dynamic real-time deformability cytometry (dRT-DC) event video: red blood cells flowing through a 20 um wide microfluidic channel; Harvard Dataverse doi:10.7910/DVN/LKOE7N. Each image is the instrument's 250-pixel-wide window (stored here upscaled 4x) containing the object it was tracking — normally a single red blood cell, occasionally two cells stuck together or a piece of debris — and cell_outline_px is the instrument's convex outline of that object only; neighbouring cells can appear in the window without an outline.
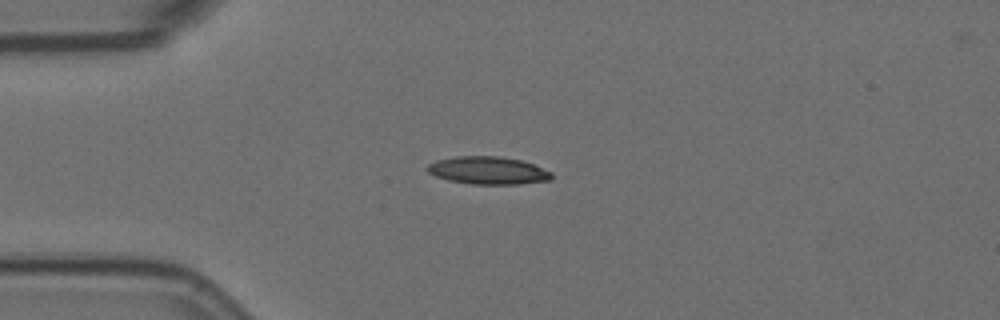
{"species": "Egyptian fruit bat (a non-hibernating species)", "species_latin": "Rousettus aegyptiacus", "temperature_condition": "room temperature", "stored_images_in_passage": 44, "camera_frame_rate_fps": 3000, "um_per_image_px": 0.085, "animal": {"sex": "female"}, "frame": {"image": 1, "passage_image": 1, "time_ms": 0.0, "image_size_px": [1000, 320], "cell_outline_px": [[552, 180], [520, 184], [472, 184], [448, 180], [436, 176], [428, 172], [424, 168], [428, 164], [436, 160], [456, 156], [500, 156], [520, 160], [532, 164], [552, 172]], "centroid_in_image_um": [41.46, 14.49], "position_along_channel_um": 43.5, "area_um2": 20.11}}
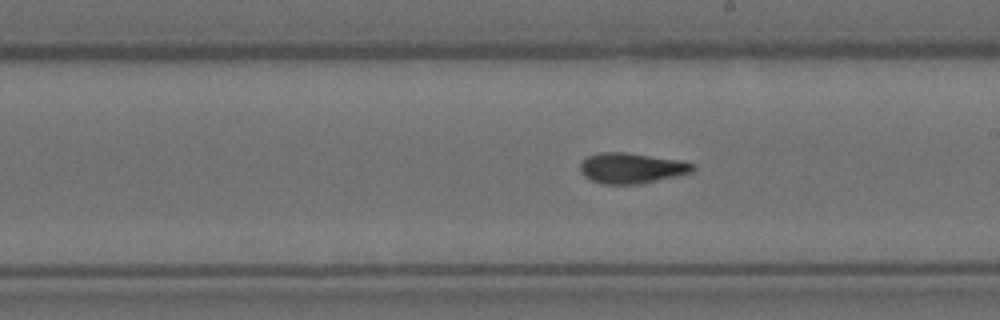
{"frame": {"image": 2, "passage_image": 19, "time_ms": 6.0, "image_size_px": [1000, 320], "cell_outline_px": [[696, 168], [692, 172], [676, 176], [640, 184], [604, 184], [592, 180], [584, 176], [580, 172], [580, 160], [588, 156], [600, 152], [624, 152], [676, 160], [696, 164]], "centroid_in_image_um": [53.65, 14.29], "position_along_channel_um": 235.4, "area_um2": 19.94}}
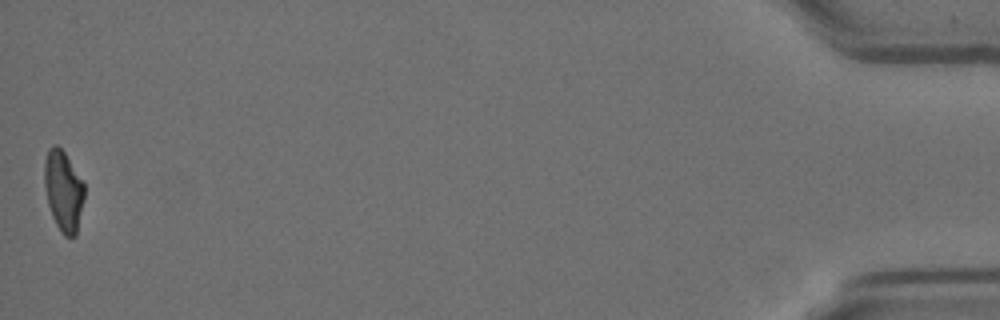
{"frame": {"image": 3, "passage_image": 44, "time_ms": 14.333, "image_size_px": [1000, 320], "cell_outline_px": [[84, 200], [76, 236], [64, 236], [60, 232], [52, 216], [48, 204], [44, 184], [44, 160], [48, 148], [52, 144], [56, 144], [64, 152], [84, 184]], "centroid_in_image_um": [5.37, 16.22], "position_along_channel_um": 429.8, "area_um2": 18.79}, "authors_computed_cell_mechanics": {"area_um2": 19.4786, "velocity_mm_per_s": 3.514, "shape_relaxation_time_tau1_ms": 10.3283, "shape_relaxation_time_tau2_ms": 3.1596, "deformation_change_tau1": 0.2537, "deformation_change_tau2": 0.098}}